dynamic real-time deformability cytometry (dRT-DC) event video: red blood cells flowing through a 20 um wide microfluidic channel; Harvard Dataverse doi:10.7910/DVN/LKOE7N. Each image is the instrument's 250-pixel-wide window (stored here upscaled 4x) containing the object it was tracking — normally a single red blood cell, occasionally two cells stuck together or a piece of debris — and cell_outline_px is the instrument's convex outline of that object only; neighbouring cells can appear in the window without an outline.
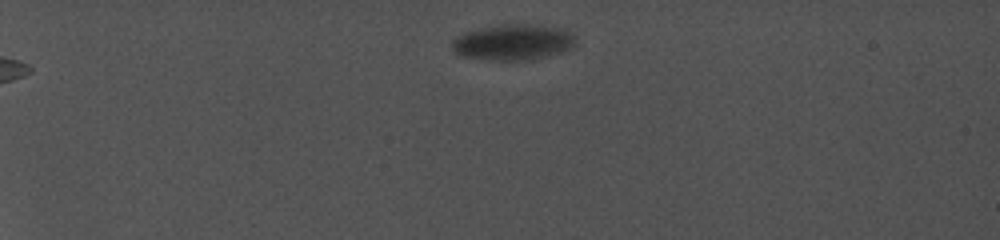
{"species": "common noctule bat (a hibernating species)", "species_latin": "Nyctalus noctula", "temperature_condition": "cold", "stored_images_in_passage": 5, "camera_frame_rate_fps": 5000, "um_per_image_px": 0.085, "animal": {"sex": "female", "body_mass_g": 19.0, "forearm_length_mm": 56.7}, "frame": {"image": 1, "passage_image": 1, "time_ms": 0.0, "image_size_px": [1000, 240], "cell_outline_px": [[572, 44], [568, 48], [540, 56], [524, 60], [488, 60], [464, 56], [456, 52], [456, 40], [460, 36], [468, 32], [500, 24], [528, 24], [560, 32], [568, 36], [572, 40]], "centroid_in_image_um": [43.46, 3.61], "position_along_channel_um": 41.5, "area_um2": 23.41}}
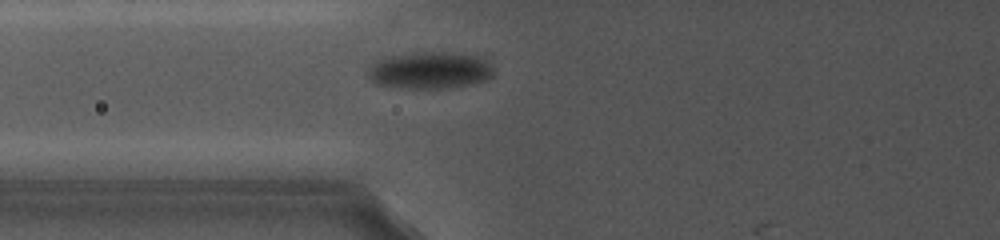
{"frame": {"image": 2, "passage_image": 5, "time_ms": 4.2, "image_size_px": [1000, 240], "cell_outline_px": [[492, 76], [484, 80], [452, 88], [400, 88], [376, 84], [368, 76], [368, 68], [380, 56], [416, 52], [476, 52], [492, 68]], "centroid_in_image_um": [36.51, 5.94], "position_along_channel_um": 89.3, "area_um2": 27.63}}